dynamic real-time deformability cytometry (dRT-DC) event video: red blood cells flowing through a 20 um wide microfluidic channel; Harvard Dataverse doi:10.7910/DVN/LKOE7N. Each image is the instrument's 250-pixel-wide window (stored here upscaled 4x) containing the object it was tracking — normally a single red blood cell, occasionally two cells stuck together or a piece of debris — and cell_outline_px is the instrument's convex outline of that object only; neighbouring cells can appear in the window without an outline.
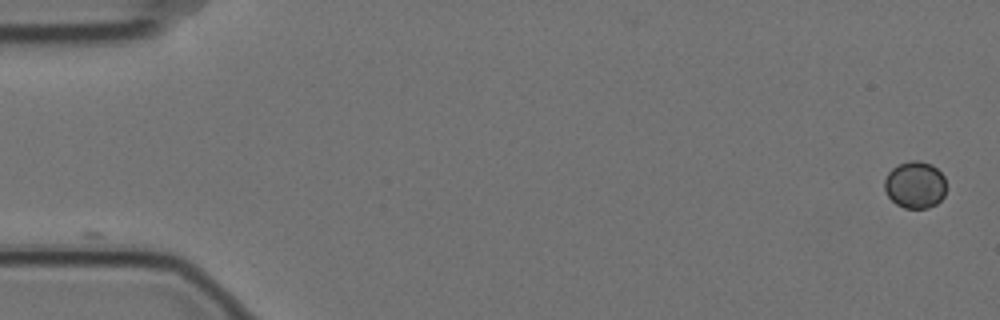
{"species": "Egyptian fruit bat (a non-hibernating species)", "species_latin": "Rousettus aegyptiacus", "temperature_condition": "cold", "stored_images_in_passage": 5, "camera_frame_rate_fps": 3000, "um_per_image_px": 0.085, "animal": {"sex": "female"}, "frame": {"image": 1, "passage_image": 1, "time_ms": 0.0, "image_size_px": [1000, 320], "cell_outline_px": [[944, 196], [936, 204], [928, 208], [904, 208], [896, 204], [888, 196], [884, 188], [884, 180], [888, 172], [892, 168], [900, 164], [912, 160], [920, 160], [932, 164], [944, 176]], "centroid_in_image_um": [77.76, 15.71], "position_along_channel_um": 7.2, "area_um2": 16.88}}
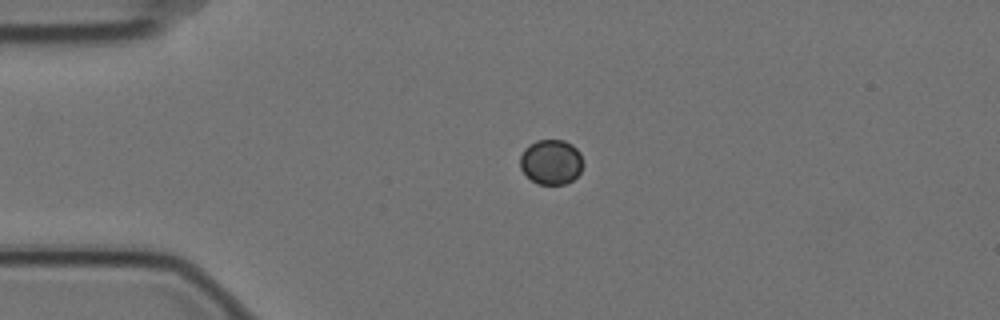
{"frame": {"image": 2, "passage_image": 4, "time_ms": 1.0, "image_size_px": [1000, 320], "cell_outline_px": [[584, 164], [580, 172], [572, 180], [564, 184], [540, 184], [532, 180], [520, 168], [520, 156], [524, 148], [528, 144], [536, 140], [564, 140], [572, 144], [580, 152]], "centroid_in_image_um": [46.85, 13.74], "position_along_channel_um": 38.1, "area_um2": 16.59}}